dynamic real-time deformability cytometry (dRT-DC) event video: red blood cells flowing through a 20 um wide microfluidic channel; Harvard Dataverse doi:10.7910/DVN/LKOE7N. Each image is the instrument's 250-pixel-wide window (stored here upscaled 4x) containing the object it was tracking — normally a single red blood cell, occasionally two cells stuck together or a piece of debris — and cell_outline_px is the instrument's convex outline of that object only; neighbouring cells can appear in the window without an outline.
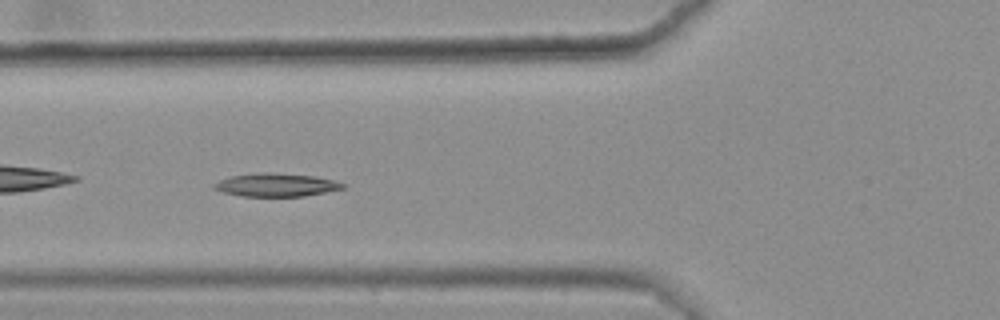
{"species": "common noctule bat (a hibernating species)", "species_latin": "Nyctalus noctula", "temperature_condition": "warm", "stored_images_in_passage": 31, "camera_frame_rate_fps": 3000, "um_per_image_px": 0.085, "animal": {"sex": "female", "body_mass_g": 25.1}, "frame": {"image": 1, "passage_image": 5, "time_ms": 1.333, "image_size_px": [1000, 320], "cell_outline_px": [[344, 188], [304, 196], [240, 196], [224, 192], [212, 188], [212, 184], [220, 180], [232, 176], [312, 176], [332, 180], [344, 184]], "centroid_in_image_um": [23.46, 15.79], "position_along_channel_um": 102.3, "area_um2": 15.84}, "authors_computed_cell_mechanics": {"area_um2": 16.6464, "velocity_mm_per_s": 3.5964, "shape_relaxation_time_tau1_ms": null, "shape_relaxation_time_tau2_ms": 8.103, "deformation_change_tau1": null, "deformation_change_tau2": 0.1358}}